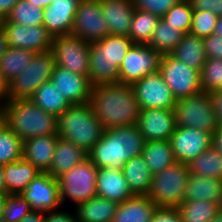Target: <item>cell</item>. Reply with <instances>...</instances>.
Instances as JSON below:
<instances>
[{
    "mask_svg": "<svg viewBox=\"0 0 222 222\" xmlns=\"http://www.w3.org/2000/svg\"><path fill=\"white\" fill-rule=\"evenodd\" d=\"M88 103L105 130L137 125L141 109L129 84L118 82L92 86Z\"/></svg>",
    "mask_w": 222,
    "mask_h": 222,
    "instance_id": "cell-1",
    "label": "cell"
},
{
    "mask_svg": "<svg viewBox=\"0 0 222 222\" xmlns=\"http://www.w3.org/2000/svg\"><path fill=\"white\" fill-rule=\"evenodd\" d=\"M145 142L137 125L113 127L103 131L87 153L88 159L97 168L122 169L128 160L142 154Z\"/></svg>",
    "mask_w": 222,
    "mask_h": 222,
    "instance_id": "cell-2",
    "label": "cell"
},
{
    "mask_svg": "<svg viewBox=\"0 0 222 222\" xmlns=\"http://www.w3.org/2000/svg\"><path fill=\"white\" fill-rule=\"evenodd\" d=\"M133 44L128 36L110 34L90 43L88 77L92 86L119 82V67Z\"/></svg>",
    "mask_w": 222,
    "mask_h": 222,
    "instance_id": "cell-3",
    "label": "cell"
},
{
    "mask_svg": "<svg viewBox=\"0 0 222 222\" xmlns=\"http://www.w3.org/2000/svg\"><path fill=\"white\" fill-rule=\"evenodd\" d=\"M3 112L4 123L22 141L38 136L57 135L58 117L45 112L30 99L8 101Z\"/></svg>",
    "mask_w": 222,
    "mask_h": 222,
    "instance_id": "cell-4",
    "label": "cell"
},
{
    "mask_svg": "<svg viewBox=\"0 0 222 222\" xmlns=\"http://www.w3.org/2000/svg\"><path fill=\"white\" fill-rule=\"evenodd\" d=\"M57 135L89 152L105 130L89 103L69 106L59 117Z\"/></svg>",
    "mask_w": 222,
    "mask_h": 222,
    "instance_id": "cell-5",
    "label": "cell"
},
{
    "mask_svg": "<svg viewBox=\"0 0 222 222\" xmlns=\"http://www.w3.org/2000/svg\"><path fill=\"white\" fill-rule=\"evenodd\" d=\"M189 175L188 165L176 162L152 175L150 190L146 196L157 208H177L184 201Z\"/></svg>",
    "mask_w": 222,
    "mask_h": 222,
    "instance_id": "cell-6",
    "label": "cell"
},
{
    "mask_svg": "<svg viewBox=\"0 0 222 222\" xmlns=\"http://www.w3.org/2000/svg\"><path fill=\"white\" fill-rule=\"evenodd\" d=\"M173 112L177 127L195 128L213 134L220 126L211 94L204 91L176 100Z\"/></svg>",
    "mask_w": 222,
    "mask_h": 222,
    "instance_id": "cell-7",
    "label": "cell"
},
{
    "mask_svg": "<svg viewBox=\"0 0 222 222\" xmlns=\"http://www.w3.org/2000/svg\"><path fill=\"white\" fill-rule=\"evenodd\" d=\"M96 179L97 167L88 158L58 177L62 207L75 208L96 196Z\"/></svg>",
    "mask_w": 222,
    "mask_h": 222,
    "instance_id": "cell-8",
    "label": "cell"
},
{
    "mask_svg": "<svg viewBox=\"0 0 222 222\" xmlns=\"http://www.w3.org/2000/svg\"><path fill=\"white\" fill-rule=\"evenodd\" d=\"M52 52L36 53L29 66L8 84V98L29 99L37 88L51 79L55 67Z\"/></svg>",
    "mask_w": 222,
    "mask_h": 222,
    "instance_id": "cell-9",
    "label": "cell"
},
{
    "mask_svg": "<svg viewBox=\"0 0 222 222\" xmlns=\"http://www.w3.org/2000/svg\"><path fill=\"white\" fill-rule=\"evenodd\" d=\"M159 72L176 100L203 91L200 71L188 67L170 54L161 56Z\"/></svg>",
    "mask_w": 222,
    "mask_h": 222,
    "instance_id": "cell-10",
    "label": "cell"
},
{
    "mask_svg": "<svg viewBox=\"0 0 222 222\" xmlns=\"http://www.w3.org/2000/svg\"><path fill=\"white\" fill-rule=\"evenodd\" d=\"M50 51L55 65L88 77L90 43L73 34L59 35L53 37Z\"/></svg>",
    "mask_w": 222,
    "mask_h": 222,
    "instance_id": "cell-11",
    "label": "cell"
},
{
    "mask_svg": "<svg viewBox=\"0 0 222 222\" xmlns=\"http://www.w3.org/2000/svg\"><path fill=\"white\" fill-rule=\"evenodd\" d=\"M71 34L87 43L98 42L109 35L100 0H79Z\"/></svg>",
    "mask_w": 222,
    "mask_h": 222,
    "instance_id": "cell-12",
    "label": "cell"
},
{
    "mask_svg": "<svg viewBox=\"0 0 222 222\" xmlns=\"http://www.w3.org/2000/svg\"><path fill=\"white\" fill-rule=\"evenodd\" d=\"M161 56L149 45L133 44L119 67V83L132 85L159 71Z\"/></svg>",
    "mask_w": 222,
    "mask_h": 222,
    "instance_id": "cell-13",
    "label": "cell"
},
{
    "mask_svg": "<svg viewBox=\"0 0 222 222\" xmlns=\"http://www.w3.org/2000/svg\"><path fill=\"white\" fill-rule=\"evenodd\" d=\"M131 86L140 109L162 108L173 110L176 104L171 89L163 80L159 71L148 74Z\"/></svg>",
    "mask_w": 222,
    "mask_h": 222,
    "instance_id": "cell-14",
    "label": "cell"
},
{
    "mask_svg": "<svg viewBox=\"0 0 222 222\" xmlns=\"http://www.w3.org/2000/svg\"><path fill=\"white\" fill-rule=\"evenodd\" d=\"M3 26L8 47L21 48L36 53L51 49L53 36L44 25L25 26L12 22H0Z\"/></svg>",
    "mask_w": 222,
    "mask_h": 222,
    "instance_id": "cell-15",
    "label": "cell"
},
{
    "mask_svg": "<svg viewBox=\"0 0 222 222\" xmlns=\"http://www.w3.org/2000/svg\"><path fill=\"white\" fill-rule=\"evenodd\" d=\"M212 139L210 132L176 126L169 142L177 162L188 165L212 145Z\"/></svg>",
    "mask_w": 222,
    "mask_h": 222,
    "instance_id": "cell-16",
    "label": "cell"
},
{
    "mask_svg": "<svg viewBox=\"0 0 222 222\" xmlns=\"http://www.w3.org/2000/svg\"><path fill=\"white\" fill-rule=\"evenodd\" d=\"M21 196L30 203L32 211L47 213L62 207L58 180L48 173L34 178Z\"/></svg>",
    "mask_w": 222,
    "mask_h": 222,
    "instance_id": "cell-17",
    "label": "cell"
},
{
    "mask_svg": "<svg viewBox=\"0 0 222 222\" xmlns=\"http://www.w3.org/2000/svg\"><path fill=\"white\" fill-rule=\"evenodd\" d=\"M137 126L146 141L169 140L176 127L174 112L162 108L141 109Z\"/></svg>",
    "mask_w": 222,
    "mask_h": 222,
    "instance_id": "cell-18",
    "label": "cell"
},
{
    "mask_svg": "<svg viewBox=\"0 0 222 222\" xmlns=\"http://www.w3.org/2000/svg\"><path fill=\"white\" fill-rule=\"evenodd\" d=\"M50 80L72 105L89 102L92 90L89 77L56 65Z\"/></svg>",
    "mask_w": 222,
    "mask_h": 222,
    "instance_id": "cell-19",
    "label": "cell"
},
{
    "mask_svg": "<svg viewBox=\"0 0 222 222\" xmlns=\"http://www.w3.org/2000/svg\"><path fill=\"white\" fill-rule=\"evenodd\" d=\"M79 0H52L44 8V26L54 37L71 34Z\"/></svg>",
    "mask_w": 222,
    "mask_h": 222,
    "instance_id": "cell-20",
    "label": "cell"
},
{
    "mask_svg": "<svg viewBox=\"0 0 222 222\" xmlns=\"http://www.w3.org/2000/svg\"><path fill=\"white\" fill-rule=\"evenodd\" d=\"M96 196L119 204L135 195L131 192L121 169L104 167L97 168Z\"/></svg>",
    "mask_w": 222,
    "mask_h": 222,
    "instance_id": "cell-21",
    "label": "cell"
},
{
    "mask_svg": "<svg viewBox=\"0 0 222 222\" xmlns=\"http://www.w3.org/2000/svg\"><path fill=\"white\" fill-rule=\"evenodd\" d=\"M110 35L128 36L135 8L132 0H100Z\"/></svg>",
    "mask_w": 222,
    "mask_h": 222,
    "instance_id": "cell-22",
    "label": "cell"
},
{
    "mask_svg": "<svg viewBox=\"0 0 222 222\" xmlns=\"http://www.w3.org/2000/svg\"><path fill=\"white\" fill-rule=\"evenodd\" d=\"M58 135L29 138L23 141L22 158L33 164L41 173L51 167Z\"/></svg>",
    "mask_w": 222,
    "mask_h": 222,
    "instance_id": "cell-23",
    "label": "cell"
},
{
    "mask_svg": "<svg viewBox=\"0 0 222 222\" xmlns=\"http://www.w3.org/2000/svg\"><path fill=\"white\" fill-rule=\"evenodd\" d=\"M87 158L88 154L82 148L58 137L52 164L47 173L57 179Z\"/></svg>",
    "mask_w": 222,
    "mask_h": 222,
    "instance_id": "cell-24",
    "label": "cell"
},
{
    "mask_svg": "<svg viewBox=\"0 0 222 222\" xmlns=\"http://www.w3.org/2000/svg\"><path fill=\"white\" fill-rule=\"evenodd\" d=\"M6 194H21L27 185L41 172L31 163L21 158L2 166Z\"/></svg>",
    "mask_w": 222,
    "mask_h": 222,
    "instance_id": "cell-25",
    "label": "cell"
},
{
    "mask_svg": "<svg viewBox=\"0 0 222 222\" xmlns=\"http://www.w3.org/2000/svg\"><path fill=\"white\" fill-rule=\"evenodd\" d=\"M207 200L222 208V179L189 175L184 201Z\"/></svg>",
    "mask_w": 222,
    "mask_h": 222,
    "instance_id": "cell-26",
    "label": "cell"
},
{
    "mask_svg": "<svg viewBox=\"0 0 222 222\" xmlns=\"http://www.w3.org/2000/svg\"><path fill=\"white\" fill-rule=\"evenodd\" d=\"M157 206L146 195L119 203L112 222H151Z\"/></svg>",
    "mask_w": 222,
    "mask_h": 222,
    "instance_id": "cell-27",
    "label": "cell"
},
{
    "mask_svg": "<svg viewBox=\"0 0 222 222\" xmlns=\"http://www.w3.org/2000/svg\"><path fill=\"white\" fill-rule=\"evenodd\" d=\"M118 203L99 196L77 205V222H112Z\"/></svg>",
    "mask_w": 222,
    "mask_h": 222,
    "instance_id": "cell-28",
    "label": "cell"
},
{
    "mask_svg": "<svg viewBox=\"0 0 222 222\" xmlns=\"http://www.w3.org/2000/svg\"><path fill=\"white\" fill-rule=\"evenodd\" d=\"M175 59L201 72L206 61L203 38L187 33L170 53Z\"/></svg>",
    "mask_w": 222,
    "mask_h": 222,
    "instance_id": "cell-29",
    "label": "cell"
},
{
    "mask_svg": "<svg viewBox=\"0 0 222 222\" xmlns=\"http://www.w3.org/2000/svg\"><path fill=\"white\" fill-rule=\"evenodd\" d=\"M125 179L134 195H147L152 180V174L142 155L132 157L122 167Z\"/></svg>",
    "mask_w": 222,
    "mask_h": 222,
    "instance_id": "cell-30",
    "label": "cell"
},
{
    "mask_svg": "<svg viewBox=\"0 0 222 222\" xmlns=\"http://www.w3.org/2000/svg\"><path fill=\"white\" fill-rule=\"evenodd\" d=\"M141 155L152 175L177 162L169 140L146 141Z\"/></svg>",
    "mask_w": 222,
    "mask_h": 222,
    "instance_id": "cell-31",
    "label": "cell"
},
{
    "mask_svg": "<svg viewBox=\"0 0 222 222\" xmlns=\"http://www.w3.org/2000/svg\"><path fill=\"white\" fill-rule=\"evenodd\" d=\"M29 99L42 110L56 117L72 105L51 80L42 83Z\"/></svg>",
    "mask_w": 222,
    "mask_h": 222,
    "instance_id": "cell-32",
    "label": "cell"
},
{
    "mask_svg": "<svg viewBox=\"0 0 222 222\" xmlns=\"http://www.w3.org/2000/svg\"><path fill=\"white\" fill-rule=\"evenodd\" d=\"M36 52L21 48L7 47L4 55L0 58V73L9 84L34 58Z\"/></svg>",
    "mask_w": 222,
    "mask_h": 222,
    "instance_id": "cell-33",
    "label": "cell"
},
{
    "mask_svg": "<svg viewBox=\"0 0 222 222\" xmlns=\"http://www.w3.org/2000/svg\"><path fill=\"white\" fill-rule=\"evenodd\" d=\"M184 35V32L168 25L160 18L147 45L161 55L170 54L179 45Z\"/></svg>",
    "mask_w": 222,
    "mask_h": 222,
    "instance_id": "cell-34",
    "label": "cell"
},
{
    "mask_svg": "<svg viewBox=\"0 0 222 222\" xmlns=\"http://www.w3.org/2000/svg\"><path fill=\"white\" fill-rule=\"evenodd\" d=\"M188 167L196 176L222 179V155L213 145L191 161Z\"/></svg>",
    "mask_w": 222,
    "mask_h": 222,
    "instance_id": "cell-35",
    "label": "cell"
},
{
    "mask_svg": "<svg viewBox=\"0 0 222 222\" xmlns=\"http://www.w3.org/2000/svg\"><path fill=\"white\" fill-rule=\"evenodd\" d=\"M182 222H209L221 207L207 200L183 201L177 206Z\"/></svg>",
    "mask_w": 222,
    "mask_h": 222,
    "instance_id": "cell-36",
    "label": "cell"
},
{
    "mask_svg": "<svg viewBox=\"0 0 222 222\" xmlns=\"http://www.w3.org/2000/svg\"><path fill=\"white\" fill-rule=\"evenodd\" d=\"M159 20L153 13L135 9L128 37L134 44L147 45Z\"/></svg>",
    "mask_w": 222,
    "mask_h": 222,
    "instance_id": "cell-37",
    "label": "cell"
},
{
    "mask_svg": "<svg viewBox=\"0 0 222 222\" xmlns=\"http://www.w3.org/2000/svg\"><path fill=\"white\" fill-rule=\"evenodd\" d=\"M44 9L35 7L27 0H19L11 9L6 19L0 22H12L25 26L44 25Z\"/></svg>",
    "mask_w": 222,
    "mask_h": 222,
    "instance_id": "cell-38",
    "label": "cell"
},
{
    "mask_svg": "<svg viewBox=\"0 0 222 222\" xmlns=\"http://www.w3.org/2000/svg\"><path fill=\"white\" fill-rule=\"evenodd\" d=\"M23 141L3 122L0 125V165L22 158Z\"/></svg>",
    "mask_w": 222,
    "mask_h": 222,
    "instance_id": "cell-39",
    "label": "cell"
},
{
    "mask_svg": "<svg viewBox=\"0 0 222 222\" xmlns=\"http://www.w3.org/2000/svg\"><path fill=\"white\" fill-rule=\"evenodd\" d=\"M193 12L190 0H181L169 9L162 19L168 25L187 34L191 28Z\"/></svg>",
    "mask_w": 222,
    "mask_h": 222,
    "instance_id": "cell-40",
    "label": "cell"
},
{
    "mask_svg": "<svg viewBox=\"0 0 222 222\" xmlns=\"http://www.w3.org/2000/svg\"><path fill=\"white\" fill-rule=\"evenodd\" d=\"M201 87L206 93L222 89V60L218 58H206L200 72Z\"/></svg>",
    "mask_w": 222,
    "mask_h": 222,
    "instance_id": "cell-41",
    "label": "cell"
},
{
    "mask_svg": "<svg viewBox=\"0 0 222 222\" xmlns=\"http://www.w3.org/2000/svg\"><path fill=\"white\" fill-rule=\"evenodd\" d=\"M30 203L21 194H7L3 207L4 222H20L31 212Z\"/></svg>",
    "mask_w": 222,
    "mask_h": 222,
    "instance_id": "cell-42",
    "label": "cell"
},
{
    "mask_svg": "<svg viewBox=\"0 0 222 222\" xmlns=\"http://www.w3.org/2000/svg\"><path fill=\"white\" fill-rule=\"evenodd\" d=\"M217 20L218 16L213 12L194 11L189 33L204 39L213 34Z\"/></svg>",
    "mask_w": 222,
    "mask_h": 222,
    "instance_id": "cell-43",
    "label": "cell"
},
{
    "mask_svg": "<svg viewBox=\"0 0 222 222\" xmlns=\"http://www.w3.org/2000/svg\"><path fill=\"white\" fill-rule=\"evenodd\" d=\"M181 0H132L134 8L144 10L162 18L166 12Z\"/></svg>",
    "mask_w": 222,
    "mask_h": 222,
    "instance_id": "cell-44",
    "label": "cell"
},
{
    "mask_svg": "<svg viewBox=\"0 0 222 222\" xmlns=\"http://www.w3.org/2000/svg\"><path fill=\"white\" fill-rule=\"evenodd\" d=\"M206 58H218L222 60V37L212 34L203 39Z\"/></svg>",
    "mask_w": 222,
    "mask_h": 222,
    "instance_id": "cell-45",
    "label": "cell"
},
{
    "mask_svg": "<svg viewBox=\"0 0 222 222\" xmlns=\"http://www.w3.org/2000/svg\"><path fill=\"white\" fill-rule=\"evenodd\" d=\"M61 207L45 213L44 222H77L74 208Z\"/></svg>",
    "mask_w": 222,
    "mask_h": 222,
    "instance_id": "cell-46",
    "label": "cell"
},
{
    "mask_svg": "<svg viewBox=\"0 0 222 222\" xmlns=\"http://www.w3.org/2000/svg\"><path fill=\"white\" fill-rule=\"evenodd\" d=\"M151 222H182L177 208H157Z\"/></svg>",
    "mask_w": 222,
    "mask_h": 222,
    "instance_id": "cell-47",
    "label": "cell"
},
{
    "mask_svg": "<svg viewBox=\"0 0 222 222\" xmlns=\"http://www.w3.org/2000/svg\"><path fill=\"white\" fill-rule=\"evenodd\" d=\"M194 11H209L222 16V0H190Z\"/></svg>",
    "mask_w": 222,
    "mask_h": 222,
    "instance_id": "cell-48",
    "label": "cell"
},
{
    "mask_svg": "<svg viewBox=\"0 0 222 222\" xmlns=\"http://www.w3.org/2000/svg\"><path fill=\"white\" fill-rule=\"evenodd\" d=\"M215 113L217 114L219 124L222 125V89L211 92Z\"/></svg>",
    "mask_w": 222,
    "mask_h": 222,
    "instance_id": "cell-49",
    "label": "cell"
},
{
    "mask_svg": "<svg viewBox=\"0 0 222 222\" xmlns=\"http://www.w3.org/2000/svg\"><path fill=\"white\" fill-rule=\"evenodd\" d=\"M8 101V83L4 80L0 73V110L4 109Z\"/></svg>",
    "mask_w": 222,
    "mask_h": 222,
    "instance_id": "cell-50",
    "label": "cell"
},
{
    "mask_svg": "<svg viewBox=\"0 0 222 222\" xmlns=\"http://www.w3.org/2000/svg\"><path fill=\"white\" fill-rule=\"evenodd\" d=\"M19 0H0V21L6 19Z\"/></svg>",
    "mask_w": 222,
    "mask_h": 222,
    "instance_id": "cell-51",
    "label": "cell"
},
{
    "mask_svg": "<svg viewBox=\"0 0 222 222\" xmlns=\"http://www.w3.org/2000/svg\"><path fill=\"white\" fill-rule=\"evenodd\" d=\"M212 145L222 155V125H220L213 133Z\"/></svg>",
    "mask_w": 222,
    "mask_h": 222,
    "instance_id": "cell-52",
    "label": "cell"
},
{
    "mask_svg": "<svg viewBox=\"0 0 222 222\" xmlns=\"http://www.w3.org/2000/svg\"><path fill=\"white\" fill-rule=\"evenodd\" d=\"M45 213L31 211L20 222H44Z\"/></svg>",
    "mask_w": 222,
    "mask_h": 222,
    "instance_id": "cell-53",
    "label": "cell"
},
{
    "mask_svg": "<svg viewBox=\"0 0 222 222\" xmlns=\"http://www.w3.org/2000/svg\"><path fill=\"white\" fill-rule=\"evenodd\" d=\"M7 45L6 33L3 26L0 23V58L4 55Z\"/></svg>",
    "mask_w": 222,
    "mask_h": 222,
    "instance_id": "cell-54",
    "label": "cell"
},
{
    "mask_svg": "<svg viewBox=\"0 0 222 222\" xmlns=\"http://www.w3.org/2000/svg\"><path fill=\"white\" fill-rule=\"evenodd\" d=\"M28 2L32 3L35 7L44 9L47 6H50L52 0H27Z\"/></svg>",
    "mask_w": 222,
    "mask_h": 222,
    "instance_id": "cell-55",
    "label": "cell"
},
{
    "mask_svg": "<svg viewBox=\"0 0 222 222\" xmlns=\"http://www.w3.org/2000/svg\"><path fill=\"white\" fill-rule=\"evenodd\" d=\"M213 34L222 37V16L218 17Z\"/></svg>",
    "mask_w": 222,
    "mask_h": 222,
    "instance_id": "cell-56",
    "label": "cell"
},
{
    "mask_svg": "<svg viewBox=\"0 0 222 222\" xmlns=\"http://www.w3.org/2000/svg\"><path fill=\"white\" fill-rule=\"evenodd\" d=\"M3 177H4V172L2 166L0 165V194H6V187Z\"/></svg>",
    "mask_w": 222,
    "mask_h": 222,
    "instance_id": "cell-57",
    "label": "cell"
},
{
    "mask_svg": "<svg viewBox=\"0 0 222 222\" xmlns=\"http://www.w3.org/2000/svg\"><path fill=\"white\" fill-rule=\"evenodd\" d=\"M6 195L7 194H0V220H2L3 207H4Z\"/></svg>",
    "mask_w": 222,
    "mask_h": 222,
    "instance_id": "cell-58",
    "label": "cell"
},
{
    "mask_svg": "<svg viewBox=\"0 0 222 222\" xmlns=\"http://www.w3.org/2000/svg\"><path fill=\"white\" fill-rule=\"evenodd\" d=\"M209 222H222V208Z\"/></svg>",
    "mask_w": 222,
    "mask_h": 222,
    "instance_id": "cell-59",
    "label": "cell"
},
{
    "mask_svg": "<svg viewBox=\"0 0 222 222\" xmlns=\"http://www.w3.org/2000/svg\"><path fill=\"white\" fill-rule=\"evenodd\" d=\"M4 122V112L0 110V125Z\"/></svg>",
    "mask_w": 222,
    "mask_h": 222,
    "instance_id": "cell-60",
    "label": "cell"
}]
</instances>
